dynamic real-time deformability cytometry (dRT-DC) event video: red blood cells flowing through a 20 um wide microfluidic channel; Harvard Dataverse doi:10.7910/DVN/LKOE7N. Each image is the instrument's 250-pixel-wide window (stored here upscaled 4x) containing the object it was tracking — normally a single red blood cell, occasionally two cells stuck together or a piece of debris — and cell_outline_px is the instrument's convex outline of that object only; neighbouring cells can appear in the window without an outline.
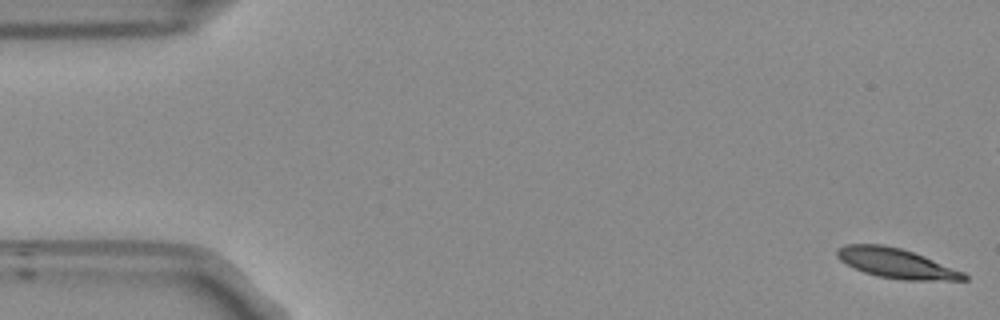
{"species": "Egyptian fruit bat (a non-hibernating species)", "species_latin": "Rousettus aegyptiacus", "temperature_condition": "room temperature", "stored_images_in_passage": 55, "camera_frame_rate_fps": 3000, "um_per_image_px": 0.085, "frame": {"image": 1, "passage_image": 1, "time_ms": 0.0, "image_size_px": [1000, 320], "cell_outline_px": [[968, 280], [900, 280], [880, 276], [864, 272], [840, 260], [836, 256], [836, 252], [844, 244], [884, 244], [900, 248], [924, 256], [964, 272], [968, 276]], "centroid_in_image_um": [76.19, 22.37], "position_along_channel_um": 8.8, "area_um2": 21.79}}
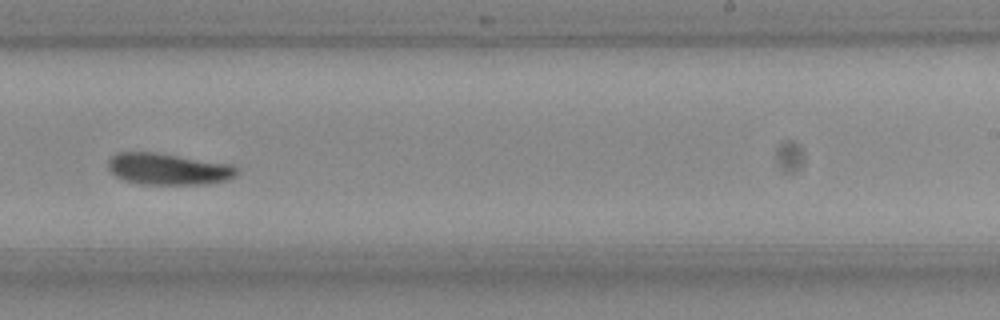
{"frame": {"image": 2, "passage_image": 33, "time_ms": 10.667, "image_size_px": [1000, 320], "cell_outline_px": [[240, 172], [236, 176], [228, 180], [208, 184], [140, 184], [124, 180], [116, 176], [108, 168], [108, 160], [116, 152], [152, 152], [232, 164]], "centroid_in_image_um": [14.32, 14.37], "position_along_channel_um": 274.7, "area_um2": 23.7}}
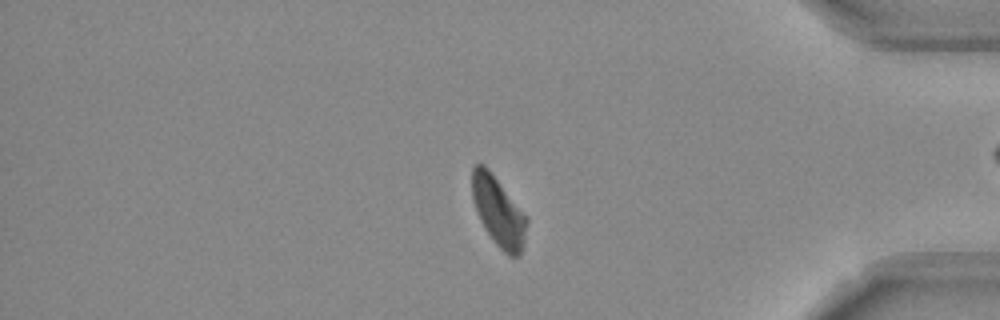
{"frame": {"image": 3, "passage_image": 45, "time_ms": 14.667, "image_size_px": [1000, 320], "cell_outline_px": [[528, 220], [524, 248], [520, 256], [508, 256], [492, 240], [484, 228], [480, 220], [472, 196], [472, 168], [476, 164], [484, 164], [488, 168], [528, 216]], "centroid_in_image_um": [42.4, 18.01], "position_along_channel_um": 392.8, "area_um2": 22.37}, "authors_computed_cell_mechanics": {"area_um2": 22.7732, "velocity_mm_per_s": 3.7121, "shape_relaxation_time_tau1_ms": 5.756, "shape_relaxation_time_tau2_ms": null, "deformation_change_tau1": 0.1637, "deformation_change_tau2": null}}